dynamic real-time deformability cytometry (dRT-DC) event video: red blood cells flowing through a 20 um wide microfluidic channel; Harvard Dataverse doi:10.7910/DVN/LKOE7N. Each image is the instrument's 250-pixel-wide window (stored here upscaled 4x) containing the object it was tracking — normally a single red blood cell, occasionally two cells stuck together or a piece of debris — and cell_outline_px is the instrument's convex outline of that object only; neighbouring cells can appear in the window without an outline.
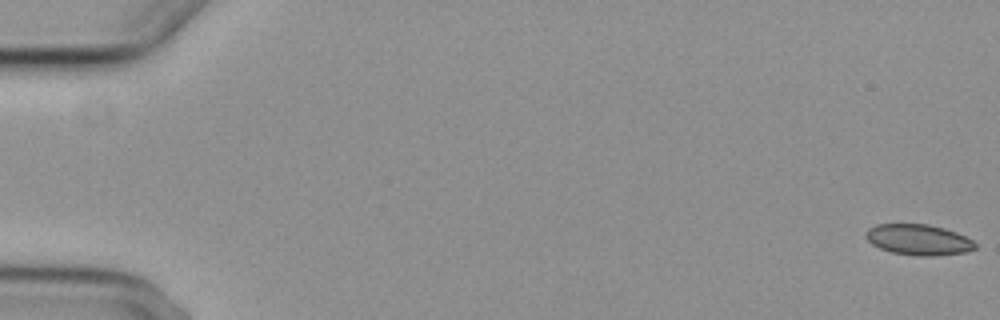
{"species": "common noctule bat (a hibernating species)", "species_latin": "Nyctalus noctula", "temperature_condition": "cold", "stored_images_in_passage": 6, "camera_frame_rate_fps": 3000, "um_per_image_px": 0.085, "animal": {"sex": "female", "body_mass_g": 29.2, "forearm_length_mm": 56.3}, "frame": {"image": 1, "passage_image": 1, "time_ms": 0.0, "image_size_px": [1000, 320], "cell_outline_px": [[976, 248], [968, 252], [936, 256], [916, 256], [892, 252], [880, 248], [872, 244], [864, 236], [864, 232], [868, 228], [876, 224], [928, 224], [944, 228], [956, 232], [972, 240], [976, 244]], "centroid_in_image_um": [78.06, 20.38], "position_along_channel_um": 6.9, "area_um2": 19.77}}